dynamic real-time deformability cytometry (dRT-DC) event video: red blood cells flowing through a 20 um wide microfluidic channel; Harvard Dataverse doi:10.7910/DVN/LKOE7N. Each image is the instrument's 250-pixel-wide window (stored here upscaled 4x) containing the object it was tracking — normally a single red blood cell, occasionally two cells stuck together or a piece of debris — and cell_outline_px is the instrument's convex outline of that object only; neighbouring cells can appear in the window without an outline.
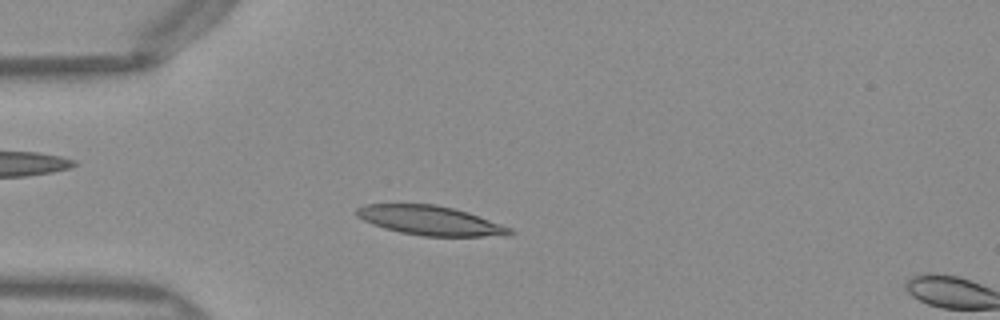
{"species": "Egyptian fruit bat (a non-hibernating species)", "species_latin": "Rousettus aegyptiacus", "temperature_condition": "warm", "stored_images_in_passage": 13, "camera_frame_rate_fps": 3000, "um_per_image_px": 0.085, "frame": {"image": 1, "passage_image": 11, "time_ms": 3.333, "image_size_px": [1000, 320], "cell_outline_px": [[516, 232], [512, 236], [424, 236], [400, 232], [384, 228], [372, 224], [356, 216], [356, 208], [364, 204], [432, 204], [452, 208], [468, 212], [512, 228]], "centroid_in_image_um": [36.6, 18.75], "position_along_channel_um": 48.4, "area_um2": 26.24}}